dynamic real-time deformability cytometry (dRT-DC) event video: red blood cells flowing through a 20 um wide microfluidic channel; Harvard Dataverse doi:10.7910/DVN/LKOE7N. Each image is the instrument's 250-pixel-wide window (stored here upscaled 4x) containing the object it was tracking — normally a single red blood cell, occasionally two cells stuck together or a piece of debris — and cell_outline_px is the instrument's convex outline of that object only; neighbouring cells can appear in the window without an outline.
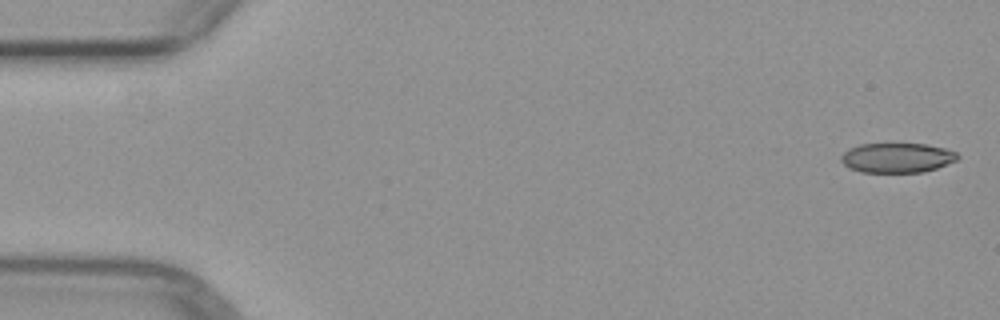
{"species": "common noctule bat (a hibernating species)", "species_latin": "Nyctalus noctula", "temperature_condition": "warm", "stored_images_in_passage": 5, "segment_of_instrument_passage": [1, 2], "camera_frame_rate_fps": 3000, "um_per_image_px": 0.085, "animal": {"sex": "female", "body_mass_g": 29.2, "forearm_length_mm": 56.3}, "frame": {"image": 1, "passage_image": 1, "time_ms": 0.0, "image_size_px": [1000, 320], "cell_outline_px": [[960, 156], [956, 160], [936, 168], [924, 172], [860, 172], [848, 168], [840, 160], [840, 156], [848, 148], [860, 144], [928, 144], [944, 148], [956, 152]], "centroid_in_image_um": [76.22, 13.41], "position_along_channel_um": 8.8, "area_um2": 20.23}}